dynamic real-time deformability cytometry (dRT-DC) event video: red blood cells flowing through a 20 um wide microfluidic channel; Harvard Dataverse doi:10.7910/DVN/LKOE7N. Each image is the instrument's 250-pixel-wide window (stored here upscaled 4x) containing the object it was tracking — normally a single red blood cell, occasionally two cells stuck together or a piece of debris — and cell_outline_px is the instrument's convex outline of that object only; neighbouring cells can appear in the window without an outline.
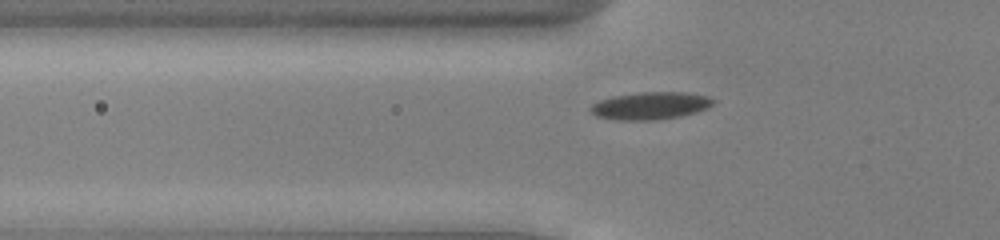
{"species": "common noctule bat (a hibernating species)", "species_latin": "Nyctalus noctula", "temperature_condition": "cold", "stored_images_in_passage": 39, "camera_frame_rate_fps": 3000, "um_per_image_px": 0.085, "animal": {"sex": "male", "body_mass_g": 13.0, "forearm_length_mm": 53.1}, "frame": {"image": 1, "passage_image": 4, "time_ms": 1.0, "image_size_px": [1000, 240], "cell_outline_px": [[716, 100], [708, 108], [696, 112], [680, 116], [652, 120], [620, 120], [596, 116], [588, 108], [592, 104], [600, 100], [612, 96], [644, 92], [684, 92], [708, 96]], "centroid_in_image_um": [55.29, 8.98], "position_along_channel_um": 70.5, "area_um2": 19.54}}
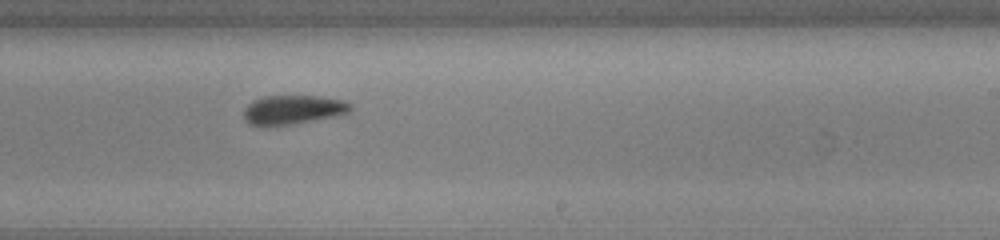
{"frame": {"image": 2, "passage_image": 19, "time_ms": 6.0, "image_size_px": [1000, 240], "cell_outline_px": [[352, 108], [348, 112], [332, 116], [292, 124], [264, 128], [260, 128], [248, 124], [244, 120], [244, 108], [252, 100], [264, 96], [320, 96], [344, 100], [352, 104]], "centroid_in_image_um": [24.81, 9.34], "position_along_channel_um": 264.2, "area_um2": 18.44}}
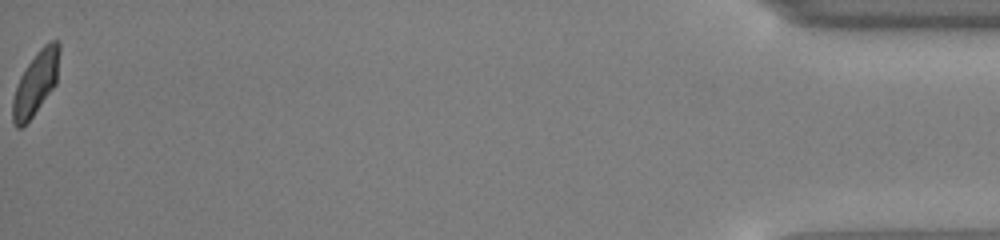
{"frame": {"image": 3, "passage_image": 39, "time_ms": 12.667, "image_size_px": [1000, 240], "cell_outline_px": [[60, 52], [56, 84], [32, 116], [20, 128], [16, 128], [12, 120], [12, 100], [20, 76], [36, 52], [44, 44], [52, 40], [60, 40]], "centroid_in_image_um": [3.05, 7.02], "position_along_channel_um": 432.2, "area_um2": 17.17}, "authors_computed_cell_mechanics": {"area_um2": 18.3226, "velocity_mm_per_s": 3.9019, "shape_relaxation_time_tau1_ms": 2.7978, "shape_relaxation_time_tau2_ms": 1.6188, "deformation_change_tau1": 0.0937, "deformation_change_tau2": 0.062}}